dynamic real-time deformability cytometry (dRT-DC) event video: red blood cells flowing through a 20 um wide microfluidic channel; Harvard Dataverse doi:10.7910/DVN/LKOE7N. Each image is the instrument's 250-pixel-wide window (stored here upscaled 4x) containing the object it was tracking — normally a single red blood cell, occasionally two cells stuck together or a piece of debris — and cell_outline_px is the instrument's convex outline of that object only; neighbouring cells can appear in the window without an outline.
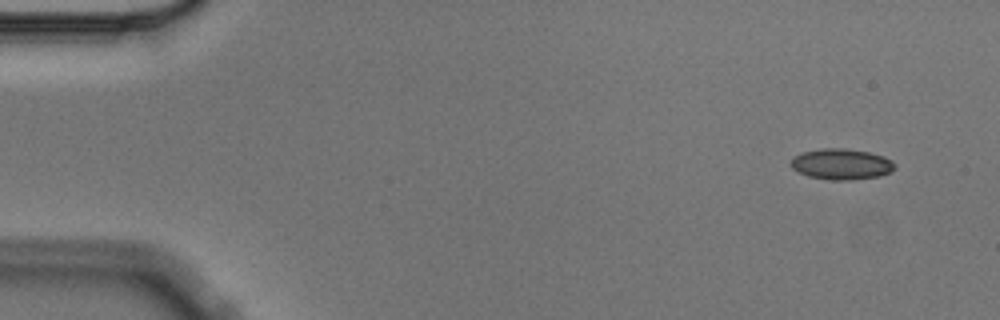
{"species": "Egyptian fruit bat (a non-hibernating species)", "species_latin": "Rousettus aegyptiacus", "temperature_condition": "cold", "stored_images_in_passage": 6, "camera_frame_rate_fps": 3000, "um_per_image_px": 0.085, "animal": {"sex": "male"}, "frame": {"image": 1, "passage_image": 1, "time_ms": 0.0, "image_size_px": [1000, 320], "cell_outline_px": [[896, 168], [892, 172], [880, 176], [852, 180], [832, 180], [808, 176], [792, 168], [792, 160], [796, 156], [804, 152], [820, 148], [844, 148], [868, 152], [884, 156], [892, 160], [896, 164]], "centroid_in_image_um": [71.59, 13.96], "position_along_channel_um": 13.4, "area_um2": 18.67}}
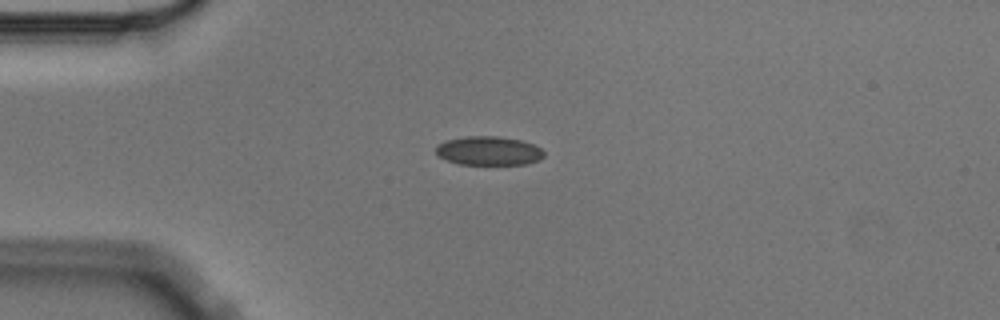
{"frame": {"image": 2, "passage_image": 4, "time_ms": 1.0, "image_size_px": [1000, 320], "cell_outline_px": [[544, 156], [540, 160], [528, 164], [460, 164], [448, 160], [440, 156], [436, 152], [436, 144], [448, 140], [468, 136], [496, 136], [520, 140], [532, 144], [540, 148], [544, 152]], "centroid_in_image_um": [41.56, 12.82], "position_along_channel_um": 43.4, "area_um2": 18.03}}
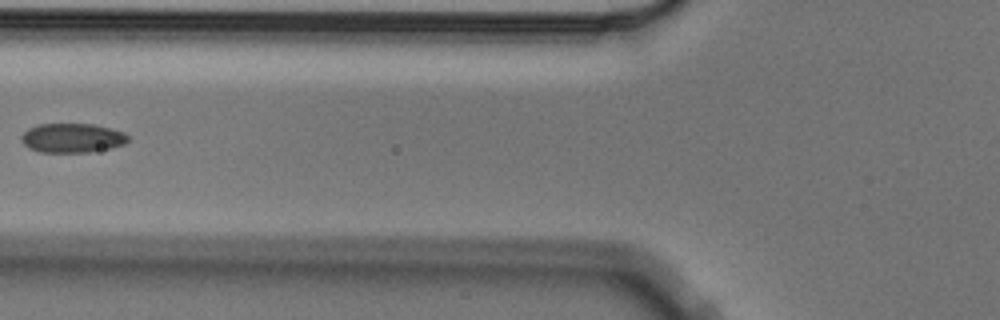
{"frame": {"image": 3, "passage_image": 6, "time_ms": 1.667, "image_size_px": [1000, 320], "cell_outline_px": [[128, 140], [124, 144], [112, 148], [88, 152], [40, 152], [28, 148], [20, 140], [20, 136], [28, 128], [40, 124], [96, 124], [112, 128], [124, 132], [128, 136]], "centroid_in_image_um": [6.14, 11.72], "position_along_channel_um": 119.7, "area_um2": 18.38}}